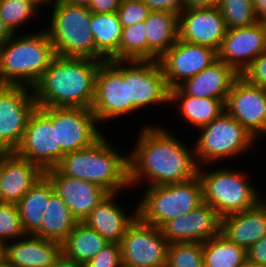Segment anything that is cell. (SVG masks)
Instances as JSON below:
<instances>
[{"mask_svg":"<svg viewBox=\"0 0 266 267\" xmlns=\"http://www.w3.org/2000/svg\"><path fill=\"white\" fill-rule=\"evenodd\" d=\"M221 218L215 209L203 202L187 215L167 222L161 231L166 240L172 243H204L220 233Z\"/></svg>","mask_w":266,"mask_h":267,"instance_id":"ffe728a7","label":"cell"},{"mask_svg":"<svg viewBox=\"0 0 266 267\" xmlns=\"http://www.w3.org/2000/svg\"><path fill=\"white\" fill-rule=\"evenodd\" d=\"M53 191L52 183L44 175L16 204L26 235H34L41 228L45 208Z\"/></svg>","mask_w":266,"mask_h":267,"instance_id":"83f0119b","label":"cell"},{"mask_svg":"<svg viewBox=\"0 0 266 267\" xmlns=\"http://www.w3.org/2000/svg\"><path fill=\"white\" fill-rule=\"evenodd\" d=\"M91 110L99 125L104 122L107 124L109 120L131 117L130 115L137 113L138 110L129 102L128 81H125V61L109 60L99 65Z\"/></svg>","mask_w":266,"mask_h":267,"instance_id":"9c48e42d","label":"cell"},{"mask_svg":"<svg viewBox=\"0 0 266 267\" xmlns=\"http://www.w3.org/2000/svg\"><path fill=\"white\" fill-rule=\"evenodd\" d=\"M195 133L199 134L197 137L194 135L197 138L194 142L195 157L199 166L218 165V162L220 165L224 160L231 161L234 158L237 160L254 149L257 141L226 111Z\"/></svg>","mask_w":266,"mask_h":267,"instance_id":"ba28073f","label":"cell"},{"mask_svg":"<svg viewBox=\"0 0 266 267\" xmlns=\"http://www.w3.org/2000/svg\"><path fill=\"white\" fill-rule=\"evenodd\" d=\"M11 35L12 33L7 29L0 17V47H2L8 41Z\"/></svg>","mask_w":266,"mask_h":267,"instance_id":"7dc6e473","label":"cell"},{"mask_svg":"<svg viewBox=\"0 0 266 267\" xmlns=\"http://www.w3.org/2000/svg\"><path fill=\"white\" fill-rule=\"evenodd\" d=\"M112 142L104 133L92 146L64 154L55 168L62 175L92 182L109 193L131 189L129 153L122 154Z\"/></svg>","mask_w":266,"mask_h":267,"instance_id":"3957f363","label":"cell"},{"mask_svg":"<svg viewBox=\"0 0 266 267\" xmlns=\"http://www.w3.org/2000/svg\"><path fill=\"white\" fill-rule=\"evenodd\" d=\"M63 3L73 6H85L89 7L92 0H61Z\"/></svg>","mask_w":266,"mask_h":267,"instance_id":"c3c4849f","label":"cell"},{"mask_svg":"<svg viewBox=\"0 0 266 267\" xmlns=\"http://www.w3.org/2000/svg\"><path fill=\"white\" fill-rule=\"evenodd\" d=\"M145 23L123 27L119 51L110 59L114 61H147Z\"/></svg>","mask_w":266,"mask_h":267,"instance_id":"836d02e7","label":"cell"},{"mask_svg":"<svg viewBox=\"0 0 266 267\" xmlns=\"http://www.w3.org/2000/svg\"><path fill=\"white\" fill-rule=\"evenodd\" d=\"M242 76L250 83L266 89V51L253 61Z\"/></svg>","mask_w":266,"mask_h":267,"instance_id":"ab89813d","label":"cell"},{"mask_svg":"<svg viewBox=\"0 0 266 267\" xmlns=\"http://www.w3.org/2000/svg\"><path fill=\"white\" fill-rule=\"evenodd\" d=\"M90 28L96 48V60L109 61L118 51L122 37V24L117 12L92 13Z\"/></svg>","mask_w":266,"mask_h":267,"instance_id":"f1b7e54d","label":"cell"},{"mask_svg":"<svg viewBox=\"0 0 266 267\" xmlns=\"http://www.w3.org/2000/svg\"><path fill=\"white\" fill-rule=\"evenodd\" d=\"M62 255V243L26 235L3 244V260L12 267H49Z\"/></svg>","mask_w":266,"mask_h":267,"instance_id":"603a6c76","label":"cell"},{"mask_svg":"<svg viewBox=\"0 0 266 267\" xmlns=\"http://www.w3.org/2000/svg\"><path fill=\"white\" fill-rule=\"evenodd\" d=\"M204 267H246L247 251L219 233L203 243Z\"/></svg>","mask_w":266,"mask_h":267,"instance_id":"1f68e13d","label":"cell"},{"mask_svg":"<svg viewBox=\"0 0 266 267\" xmlns=\"http://www.w3.org/2000/svg\"><path fill=\"white\" fill-rule=\"evenodd\" d=\"M119 194L109 193L83 222L97 231L108 243L120 244L128 227L137 218V205L130 212L118 204ZM124 207V208H123Z\"/></svg>","mask_w":266,"mask_h":267,"instance_id":"7402d4cb","label":"cell"},{"mask_svg":"<svg viewBox=\"0 0 266 267\" xmlns=\"http://www.w3.org/2000/svg\"><path fill=\"white\" fill-rule=\"evenodd\" d=\"M247 262L266 265V235L247 250Z\"/></svg>","mask_w":266,"mask_h":267,"instance_id":"b9f144b4","label":"cell"},{"mask_svg":"<svg viewBox=\"0 0 266 267\" xmlns=\"http://www.w3.org/2000/svg\"><path fill=\"white\" fill-rule=\"evenodd\" d=\"M44 175L52 183L54 192L67 205L78 222H83L90 212L109 194L97 184L67 177L56 168L45 171Z\"/></svg>","mask_w":266,"mask_h":267,"instance_id":"d6986e66","label":"cell"},{"mask_svg":"<svg viewBox=\"0 0 266 267\" xmlns=\"http://www.w3.org/2000/svg\"><path fill=\"white\" fill-rule=\"evenodd\" d=\"M226 32L227 26L218 7L185 8L179 14L178 38L182 41L218 51Z\"/></svg>","mask_w":266,"mask_h":267,"instance_id":"ac0fdd59","label":"cell"},{"mask_svg":"<svg viewBox=\"0 0 266 267\" xmlns=\"http://www.w3.org/2000/svg\"><path fill=\"white\" fill-rule=\"evenodd\" d=\"M0 267H12L10 264H8L7 262H5L4 260H2L0 262Z\"/></svg>","mask_w":266,"mask_h":267,"instance_id":"f5cc1de1","label":"cell"},{"mask_svg":"<svg viewBox=\"0 0 266 267\" xmlns=\"http://www.w3.org/2000/svg\"><path fill=\"white\" fill-rule=\"evenodd\" d=\"M14 153L37 165L43 172L55 168L61 160L56 124H53L39 107L31 113L21 142Z\"/></svg>","mask_w":266,"mask_h":267,"instance_id":"4fadbf2b","label":"cell"},{"mask_svg":"<svg viewBox=\"0 0 266 267\" xmlns=\"http://www.w3.org/2000/svg\"><path fill=\"white\" fill-rule=\"evenodd\" d=\"M56 124L57 144L64 154L92 146L105 130L88 108L39 107Z\"/></svg>","mask_w":266,"mask_h":267,"instance_id":"30bf717a","label":"cell"},{"mask_svg":"<svg viewBox=\"0 0 266 267\" xmlns=\"http://www.w3.org/2000/svg\"><path fill=\"white\" fill-rule=\"evenodd\" d=\"M257 18L266 22V0H252Z\"/></svg>","mask_w":266,"mask_h":267,"instance_id":"f6af8a7d","label":"cell"},{"mask_svg":"<svg viewBox=\"0 0 266 267\" xmlns=\"http://www.w3.org/2000/svg\"><path fill=\"white\" fill-rule=\"evenodd\" d=\"M107 244L97 231L78 222L62 242V255L84 266Z\"/></svg>","mask_w":266,"mask_h":267,"instance_id":"f546056e","label":"cell"},{"mask_svg":"<svg viewBox=\"0 0 266 267\" xmlns=\"http://www.w3.org/2000/svg\"><path fill=\"white\" fill-rule=\"evenodd\" d=\"M78 223L67 205L53 191L44 212V221L34 236L62 243Z\"/></svg>","mask_w":266,"mask_h":267,"instance_id":"4dcf8cb0","label":"cell"},{"mask_svg":"<svg viewBox=\"0 0 266 267\" xmlns=\"http://www.w3.org/2000/svg\"><path fill=\"white\" fill-rule=\"evenodd\" d=\"M169 104H175L176 113L190 129L197 131L225 111L224 103L215 98H200L186 95L179 87L170 89ZM180 112V113H179Z\"/></svg>","mask_w":266,"mask_h":267,"instance_id":"484cf974","label":"cell"},{"mask_svg":"<svg viewBox=\"0 0 266 267\" xmlns=\"http://www.w3.org/2000/svg\"><path fill=\"white\" fill-rule=\"evenodd\" d=\"M43 176L44 172L29 160L14 152H0L1 202L17 204Z\"/></svg>","mask_w":266,"mask_h":267,"instance_id":"44dd1931","label":"cell"},{"mask_svg":"<svg viewBox=\"0 0 266 267\" xmlns=\"http://www.w3.org/2000/svg\"><path fill=\"white\" fill-rule=\"evenodd\" d=\"M120 244L108 243L84 267H121Z\"/></svg>","mask_w":266,"mask_h":267,"instance_id":"f35d334b","label":"cell"},{"mask_svg":"<svg viewBox=\"0 0 266 267\" xmlns=\"http://www.w3.org/2000/svg\"><path fill=\"white\" fill-rule=\"evenodd\" d=\"M125 81L129 102L139 113L147 107L169 105L170 89L158 61H125Z\"/></svg>","mask_w":266,"mask_h":267,"instance_id":"9a60e30c","label":"cell"},{"mask_svg":"<svg viewBox=\"0 0 266 267\" xmlns=\"http://www.w3.org/2000/svg\"><path fill=\"white\" fill-rule=\"evenodd\" d=\"M150 12L165 11L179 14L185 9L183 0H143Z\"/></svg>","mask_w":266,"mask_h":267,"instance_id":"60d3db41","label":"cell"},{"mask_svg":"<svg viewBox=\"0 0 266 267\" xmlns=\"http://www.w3.org/2000/svg\"><path fill=\"white\" fill-rule=\"evenodd\" d=\"M121 4V0H92L88 9L92 13H113Z\"/></svg>","mask_w":266,"mask_h":267,"instance_id":"7bdbcfd3","label":"cell"},{"mask_svg":"<svg viewBox=\"0 0 266 267\" xmlns=\"http://www.w3.org/2000/svg\"><path fill=\"white\" fill-rule=\"evenodd\" d=\"M138 133L134 148L128 150L131 189L185 182L198 175L194 143L189 147L167 126L152 122L145 123Z\"/></svg>","mask_w":266,"mask_h":267,"instance_id":"6da1fadb","label":"cell"},{"mask_svg":"<svg viewBox=\"0 0 266 267\" xmlns=\"http://www.w3.org/2000/svg\"><path fill=\"white\" fill-rule=\"evenodd\" d=\"M41 7L44 6L37 0H0V17L12 34L25 33V30L20 29L25 26L28 28L27 24H30L31 20L41 17Z\"/></svg>","mask_w":266,"mask_h":267,"instance_id":"d6a6232c","label":"cell"},{"mask_svg":"<svg viewBox=\"0 0 266 267\" xmlns=\"http://www.w3.org/2000/svg\"><path fill=\"white\" fill-rule=\"evenodd\" d=\"M246 267H266V265H258V264L247 262Z\"/></svg>","mask_w":266,"mask_h":267,"instance_id":"f907efd6","label":"cell"},{"mask_svg":"<svg viewBox=\"0 0 266 267\" xmlns=\"http://www.w3.org/2000/svg\"><path fill=\"white\" fill-rule=\"evenodd\" d=\"M3 260V244L0 242V262Z\"/></svg>","mask_w":266,"mask_h":267,"instance_id":"816d5d0a","label":"cell"},{"mask_svg":"<svg viewBox=\"0 0 266 267\" xmlns=\"http://www.w3.org/2000/svg\"><path fill=\"white\" fill-rule=\"evenodd\" d=\"M26 236L18 208L13 203H0V242L2 244Z\"/></svg>","mask_w":266,"mask_h":267,"instance_id":"8d00e7d4","label":"cell"},{"mask_svg":"<svg viewBox=\"0 0 266 267\" xmlns=\"http://www.w3.org/2000/svg\"><path fill=\"white\" fill-rule=\"evenodd\" d=\"M49 267H84L80 265L79 263L67 259L63 255H61L51 266Z\"/></svg>","mask_w":266,"mask_h":267,"instance_id":"bcb514c9","label":"cell"},{"mask_svg":"<svg viewBox=\"0 0 266 267\" xmlns=\"http://www.w3.org/2000/svg\"><path fill=\"white\" fill-rule=\"evenodd\" d=\"M102 62L56 56L32 88L37 107L91 109L96 73Z\"/></svg>","mask_w":266,"mask_h":267,"instance_id":"7a4b0ae2","label":"cell"},{"mask_svg":"<svg viewBox=\"0 0 266 267\" xmlns=\"http://www.w3.org/2000/svg\"><path fill=\"white\" fill-rule=\"evenodd\" d=\"M240 74L223 61L216 60L197 75L185 80L178 87L189 96L215 98L224 104L234 81Z\"/></svg>","mask_w":266,"mask_h":267,"instance_id":"d4e9b609","label":"cell"},{"mask_svg":"<svg viewBox=\"0 0 266 267\" xmlns=\"http://www.w3.org/2000/svg\"><path fill=\"white\" fill-rule=\"evenodd\" d=\"M266 51V22L227 29L217 51V59L233 67L240 75Z\"/></svg>","mask_w":266,"mask_h":267,"instance_id":"e0dca14e","label":"cell"},{"mask_svg":"<svg viewBox=\"0 0 266 267\" xmlns=\"http://www.w3.org/2000/svg\"><path fill=\"white\" fill-rule=\"evenodd\" d=\"M169 244L161 229L136 218L120 242L122 264L129 267H166Z\"/></svg>","mask_w":266,"mask_h":267,"instance_id":"7c38bea8","label":"cell"},{"mask_svg":"<svg viewBox=\"0 0 266 267\" xmlns=\"http://www.w3.org/2000/svg\"><path fill=\"white\" fill-rule=\"evenodd\" d=\"M227 29L250 26L259 21L252 0H219Z\"/></svg>","mask_w":266,"mask_h":267,"instance_id":"e575fe53","label":"cell"},{"mask_svg":"<svg viewBox=\"0 0 266 267\" xmlns=\"http://www.w3.org/2000/svg\"><path fill=\"white\" fill-rule=\"evenodd\" d=\"M147 61H158L178 40L179 16L165 11L150 12L144 21Z\"/></svg>","mask_w":266,"mask_h":267,"instance_id":"4316f807","label":"cell"},{"mask_svg":"<svg viewBox=\"0 0 266 267\" xmlns=\"http://www.w3.org/2000/svg\"><path fill=\"white\" fill-rule=\"evenodd\" d=\"M116 12L122 27L144 22L150 13L143 0H123Z\"/></svg>","mask_w":266,"mask_h":267,"instance_id":"74e56055","label":"cell"},{"mask_svg":"<svg viewBox=\"0 0 266 267\" xmlns=\"http://www.w3.org/2000/svg\"><path fill=\"white\" fill-rule=\"evenodd\" d=\"M224 106L225 111L257 142L266 137V89L240 75L234 81Z\"/></svg>","mask_w":266,"mask_h":267,"instance_id":"5bb4252c","label":"cell"},{"mask_svg":"<svg viewBox=\"0 0 266 267\" xmlns=\"http://www.w3.org/2000/svg\"><path fill=\"white\" fill-rule=\"evenodd\" d=\"M208 166L213 169L210 171ZM250 174L244 168L240 171L229 165L219 168L212 165L199 166L203 202L215 209L221 219L254 207L264 198V194L250 181Z\"/></svg>","mask_w":266,"mask_h":267,"instance_id":"5b68a950","label":"cell"},{"mask_svg":"<svg viewBox=\"0 0 266 267\" xmlns=\"http://www.w3.org/2000/svg\"><path fill=\"white\" fill-rule=\"evenodd\" d=\"M217 60L213 48L178 40L158 62L169 89L178 87L185 80L197 75Z\"/></svg>","mask_w":266,"mask_h":267,"instance_id":"2e32d148","label":"cell"},{"mask_svg":"<svg viewBox=\"0 0 266 267\" xmlns=\"http://www.w3.org/2000/svg\"><path fill=\"white\" fill-rule=\"evenodd\" d=\"M42 6L43 5H45L44 6V8L45 7H47L48 6V4L52 1V0H37Z\"/></svg>","mask_w":266,"mask_h":267,"instance_id":"681fc988","label":"cell"},{"mask_svg":"<svg viewBox=\"0 0 266 267\" xmlns=\"http://www.w3.org/2000/svg\"><path fill=\"white\" fill-rule=\"evenodd\" d=\"M166 267H204L203 243L169 244Z\"/></svg>","mask_w":266,"mask_h":267,"instance_id":"d590c367","label":"cell"},{"mask_svg":"<svg viewBox=\"0 0 266 267\" xmlns=\"http://www.w3.org/2000/svg\"><path fill=\"white\" fill-rule=\"evenodd\" d=\"M37 107L33 89L0 85V152H14Z\"/></svg>","mask_w":266,"mask_h":267,"instance_id":"8fae6325","label":"cell"},{"mask_svg":"<svg viewBox=\"0 0 266 267\" xmlns=\"http://www.w3.org/2000/svg\"><path fill=\"white\" fill-rule=\"evenodd\" d=\"M56 56L45 28L13 33L0 47V85L33 88Z\"/></svg>","mask_w":266,"mask_h":267,"instance_id":"277c9868","label":"cell"},{"mask_svg":"<svg viewBox=\"0 0 266 267\" xmlns=\"http://www.w3.org/2000/svg\"><path fill=\"white\" fill-rule=\"evenodd\" d=\"M220 233L246 251L258 242L266 235V195L254 207L223 217Z\"/></svg>","mask_w":266,"mask_h":267,"instance_id":"cb8c5ba5","label":"cell"},{"mask_svg":"<svg viewBox=\"0 0 266 267\" xmlns=\"http://www.w3.org/2000/svg\"><path fill=\"white\" fill-rule=\"evenodd\" d=\"M183 4L188 9L215 8L219 0H183Z\"/></svg>","mask_w":266,"mask_h":267,"instance_id":"ee69618b","label":"cell"},{"mask_svg":"<svg viewBox=\"0 0 266 267\" xmlns=\"http://www.w3.org/2000/svg\"><path fill=\"white\" fill-rule=\"evenodd\" d=\"M137 205V218L161 229L167 222L187 215L203 203V186L197 175L191 180L144 187Z\"/></svg>","mask_w":266,"mask_h":267,"instance_id":"52a82bcc","label":"cell"},{"mask_svg":"<svg viewBox=\"0 0 266 267\" xmlns=\"http://www.w3.org/2000/svg\"><path fill=\"white\" fill-rule=\"evenodd\" d=\"M48 5L51 7V15L48 16L45 30L56 55L96 60L94 37L90 28L92 12L88 7L69 5L61 0H52Z\"/></svg>","mask_w":266,"mask_h":267,"instance_id":"8992f818","label":"cell"}]
</instances>
